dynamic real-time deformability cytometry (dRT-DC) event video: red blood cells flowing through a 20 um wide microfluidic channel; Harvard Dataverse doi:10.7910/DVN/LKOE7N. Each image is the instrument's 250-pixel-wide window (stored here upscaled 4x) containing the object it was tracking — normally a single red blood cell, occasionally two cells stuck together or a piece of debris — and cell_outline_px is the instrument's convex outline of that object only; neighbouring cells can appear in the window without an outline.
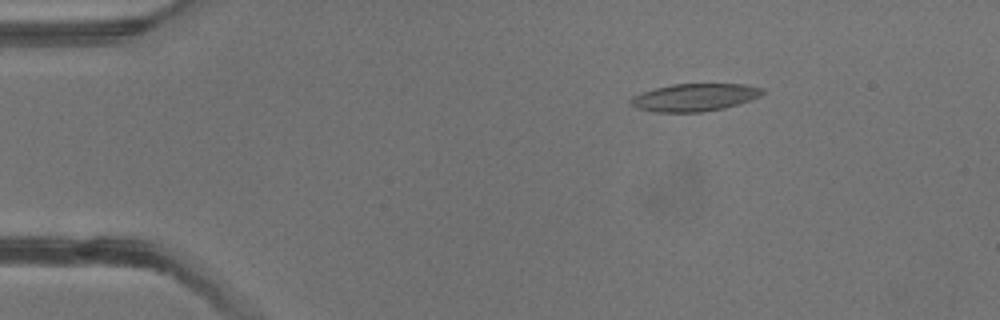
{"species": "common noctule bat (a hibernating species)", "species_latin": "Nyctalus noctula", "temperature_condition": "warm", "stored_images_in_passage": 2, "camera_frame_rate_fps": 3000, "um_per_image_px": 0.085, "animal": {"sex": "male", "body_mass_g": 13.3}, "frame": {"image": 1, "passage_image": 1, "time_ms": 0.0, "image_size_px": [1000, 320], "cell_outline_px": [[764, 92], [760, 96], [724, 108], [700, 112], [656, 112], [636, 108], [628, 104], [628, 100], [632, 96], [656, 88], [672, 84], [744, 84], [764, 88]], "centroid_in_image_um": [59.0, 8.28], "position_along_channel_um": 26.0, "area_um2": 21.1}}